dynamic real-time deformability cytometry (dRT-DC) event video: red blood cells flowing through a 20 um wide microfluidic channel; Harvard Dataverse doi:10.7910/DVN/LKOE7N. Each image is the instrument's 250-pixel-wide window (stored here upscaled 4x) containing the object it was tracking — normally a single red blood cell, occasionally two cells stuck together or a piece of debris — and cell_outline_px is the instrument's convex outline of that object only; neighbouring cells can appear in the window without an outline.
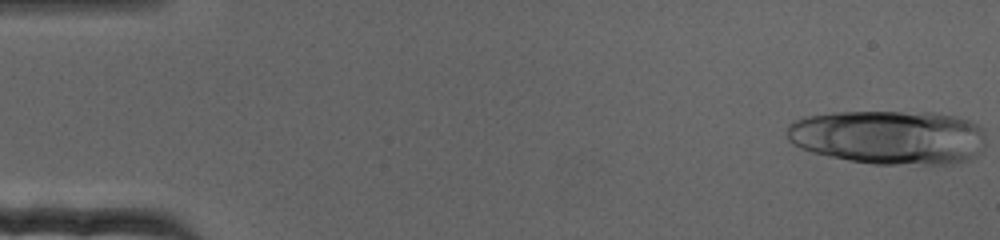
{"species": "human", "species_latin": "Homo sapiens", "temperature_condition": "cold", "stored_images_in_passage": 69, "camera_frame_rate_fps": 3000, "um_per_image_px": 0.085, "donor": {"sex": "female"}, "frame": {"image": 1, "passage_image": 1, "time_ms": 0.0, "image_size_px": [1000, 240], "cell_outline_px": [[984, 152], [976, 156], [964, 160], [948, 164], [872, 164], [848, 160], [812, 152], [800, 148], [792, 144], [788, 140], [788, 124], [796, 120], [808, 116], [832, 112], [936, 112], [968, 120], [984, 128]], "centroid_in_image_um": [75.58, 11.66], "position_along_channel_um": 9.4, "area_um2": 63.23}}
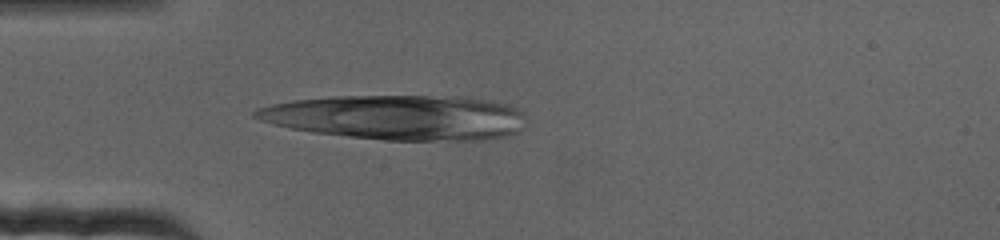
{"frame": {"image": 2, "passage_image": 19, "time_ms": 6.0, "image_size_px": [1000, 240], "cell_outline_px": [[528, 120], [516, 132], [504, 136], [480, 140], [384, 140], [312, 132], [272, 124], [260, 120], [252, 116], [252, 112], [256, 108], [272, 104], [292, 100], [332, 96], [460, 96], [508, 104], [516, 108]], "centroid_in_image_um": [33.74, 9.97], "position_along_channel_um": 51.3, "area_um2": 70.75}}